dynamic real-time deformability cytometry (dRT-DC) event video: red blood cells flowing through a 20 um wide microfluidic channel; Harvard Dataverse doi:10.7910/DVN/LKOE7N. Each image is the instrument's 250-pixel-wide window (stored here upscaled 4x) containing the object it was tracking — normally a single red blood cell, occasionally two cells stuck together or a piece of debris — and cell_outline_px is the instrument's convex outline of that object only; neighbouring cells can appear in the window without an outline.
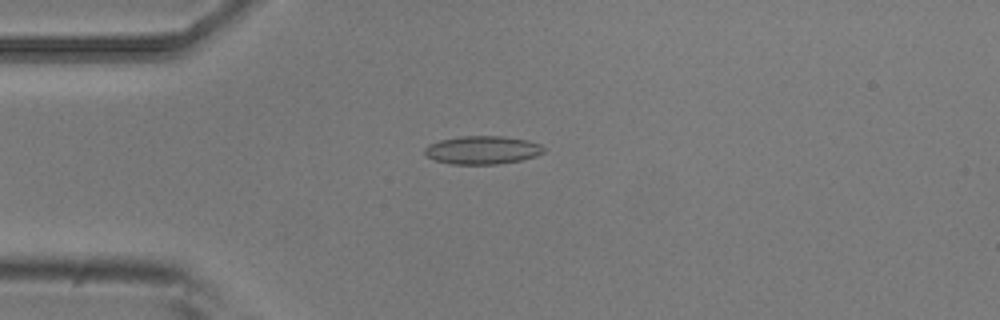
{"species": "common noctule bat (a hibernating species)", "species_latin": "Nyctalus noctula", "temperature_condition": "room temperature", "stored_images_in_passage": 4, "camera_frame_rate_fps": 3000, "um_per_image_px": 0.085, "animal": {"sex": "male", "body_mass_g": 20.5, "forearm_length_mm": 52.5}, "frame": {"image": 1, "passage_image": 4, "time_ms": 1.0, "image_size_px": [1000, 320], "cell_outline_px": [[544, 152], [536, 156], [520, 160], [496, 164], [452, 164], [436, 160], [428, 156], [424, 152], [424, 148], [428, 144], [440, 140], [460, 136], [504, 136], [528, 140], [540, 144], [544, 148]], "centroid_in_image_um": [41.01, 12.74], "position_along_channel_um": 44.0, "area_um2": 19.54}}